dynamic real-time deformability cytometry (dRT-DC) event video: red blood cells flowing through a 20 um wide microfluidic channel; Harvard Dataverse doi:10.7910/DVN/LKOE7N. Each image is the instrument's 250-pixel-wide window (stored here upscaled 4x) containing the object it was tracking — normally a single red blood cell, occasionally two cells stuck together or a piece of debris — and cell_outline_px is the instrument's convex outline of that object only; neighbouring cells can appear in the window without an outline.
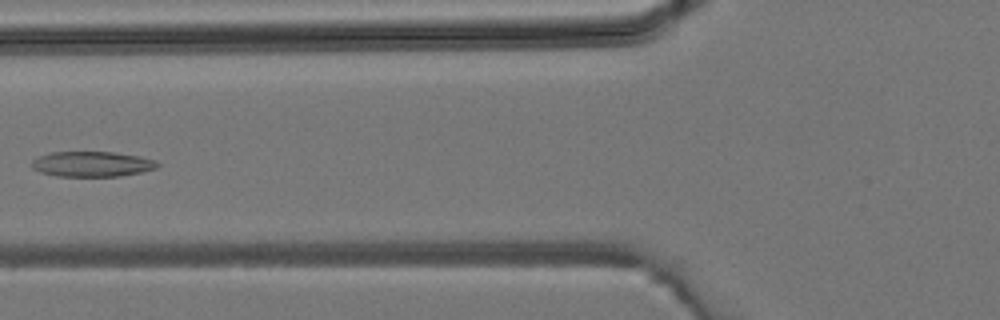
{"species": "common noctule bat (a hibernating species)", "species_latin": "Nyctalus noctula", "temperature_condition": "room temperature", "stored_images_in_passage": 5, "camera_frame_rate_fps": 3000, "um_per_image_px": 0.085, "animal": {"sex": "male", "body_mass_g": 19.2, "forearm_length_mm": 51.8}, "frame": {"image": 1, "passage_image": 5, "time_ms": 1.333, "image_size_px": [1000, 320], "cell_outline_px": [[160, 164], [156, 168], [140, 172], [120, 176], [56, 176], [40, 172], [32, 168], [32, 160], [40, 156], [52, 152], [112, 152], [140, 156], [156, 160]], "centroid_in_image_um": [7.83, 13.94], "position_along_channel_um": 118.0, "area_um2": 18.44}}